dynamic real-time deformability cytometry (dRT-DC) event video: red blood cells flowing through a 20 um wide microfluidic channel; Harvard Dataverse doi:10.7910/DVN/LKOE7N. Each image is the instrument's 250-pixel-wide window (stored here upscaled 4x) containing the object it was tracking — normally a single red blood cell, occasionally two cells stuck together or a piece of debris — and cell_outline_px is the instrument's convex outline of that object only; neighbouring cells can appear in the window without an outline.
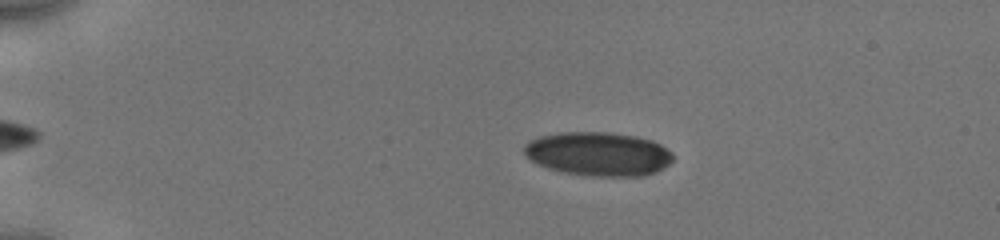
{"species": "human", "species_latin": "Homo sapiens", "temperature_condition": "cold", "stored_images_in_passage": 28, "camera_frame_rate_fps": 3000, "um_per_image_px": 0.085, "donor": {"sex": "male"}, "frame": {"image": 1, "passage_image": 12, "time_ms": 2.333, "image_size_px": [1000, 240], "cell_outline_px": [[672, 160], [664, 168], [656, 172], [644, 176], [596, 176], [564, 172], [548, 168], [532, 160], [524, 152], [524, 144], [528, 140], [540, 136], [556, 132], [608, 132], [636, 136], [652, 140], [660, 144], [672, 152]], "centroid_in_image_um": [50.87, 13.07], "position_along_channel_um": 34.1, "area_um2": 38.03}}
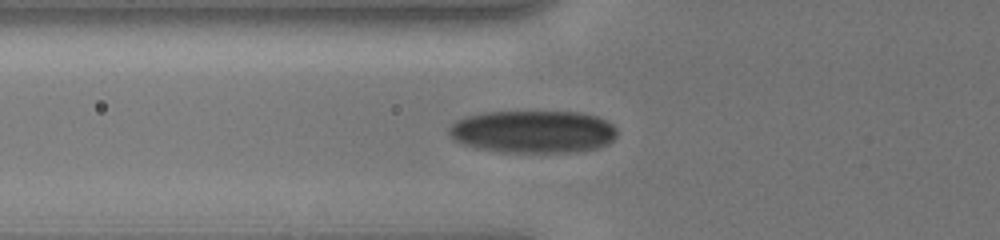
{"frame": {"image": 2, "passage_image": 23, "time_ms": 5.333, "image_size_px": [1000, 240], "cell_outline_px": [[616, 136], [608, 144], [596, 148], [576, 152], [496, 152], [476, 148], [464, 144], [456, 140], [448, 132], [448, 128], [456, 120], [464, 116], [484, 112], [580, 112], [596, 116], [612, 124], [616, 128]], "centroid_in_image_um": [45.3, 11.19], "position_along_channel_um": 80.5, "area_um2": 41.85}}